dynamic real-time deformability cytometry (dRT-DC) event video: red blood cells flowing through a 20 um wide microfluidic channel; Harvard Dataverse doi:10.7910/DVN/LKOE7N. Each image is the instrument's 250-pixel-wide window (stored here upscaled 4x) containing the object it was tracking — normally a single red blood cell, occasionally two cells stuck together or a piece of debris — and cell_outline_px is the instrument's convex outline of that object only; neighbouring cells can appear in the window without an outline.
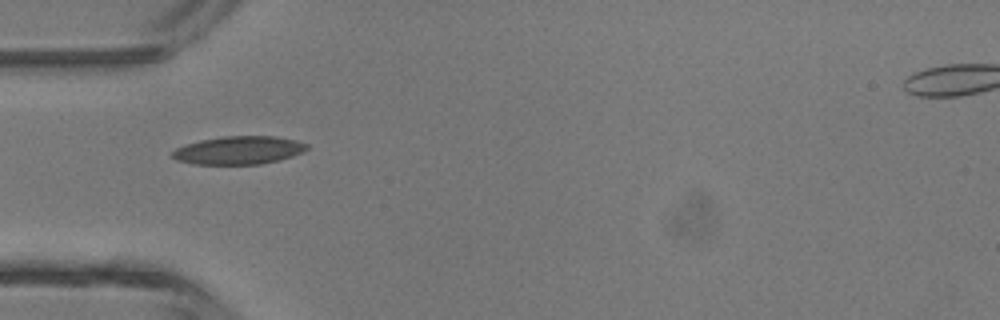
{"species": "common noctule bat (a hibernating species)", "species_latin": "Nyctalus noctula", "temperature_condition": "room temperature", "stored_images_in_passage": 3, "camera_frame_rate_fps": 3000, "um_per_image_px": 0.085, "animal": {"sex": "male", "body_mass_g": 13.3}, "frame": {"image": 1, "passage_image": 1, "time_ms": 0.0, "image_size_px": [1000, 320], "cell_outline_px": [[308, 148], [304, 152], [280, 160], [260, 164], [196, 164], [176, 160], [172, 156], [172, 152], [176, 148], [200, 140], [224, 136], [276, 136], [296, 140], [308, 144]], "centroid_in_image_um": [20.33, 12.77], "position_along_channel_um": 64.7, "area_um2": 22.02}}
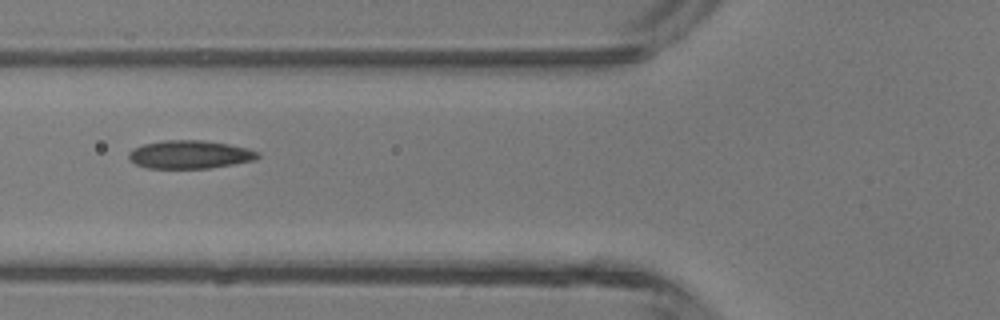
{"frame": {"image": 2, "passage_image": 2, "time_ms": 1.0, "image_size_px": [1000, 320], "cell_outline_px": [[260, 156], [252, 160], [232, 164], [208, 168], [148, 168], [136, 164], [128, 160], [128, 152], [144, 144], [164, 140], [204, 140], [228, 144], [248, 148], [260, 152]], "centroid_in_image_um": [16.12, 13.13], "position_along_channel_um": 109.7, "area_um2": 21.1}}
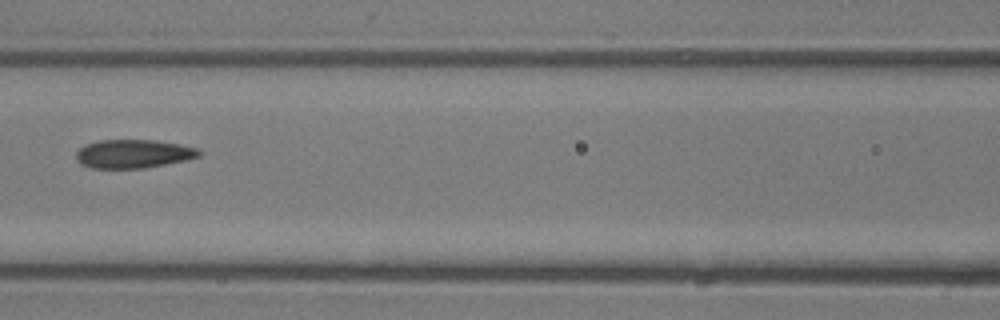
{"frame": {"image": 3, "passage_image": 3, "time_ms": 2.0, "image_size_px": [1000, 320], "cell_outline_px": [[200, 156], [184, 160], [144, 168], [92, 168], [80, 164], [76, 160], [76, 152], [84, 144], [100, 140], [152, 140], [176, 144], [196, 148], [200, 152]], "centroid_in_image_um": [11.26, 13.07], "position_along_channel_um": 155.3, "area_um2": 20.23}}